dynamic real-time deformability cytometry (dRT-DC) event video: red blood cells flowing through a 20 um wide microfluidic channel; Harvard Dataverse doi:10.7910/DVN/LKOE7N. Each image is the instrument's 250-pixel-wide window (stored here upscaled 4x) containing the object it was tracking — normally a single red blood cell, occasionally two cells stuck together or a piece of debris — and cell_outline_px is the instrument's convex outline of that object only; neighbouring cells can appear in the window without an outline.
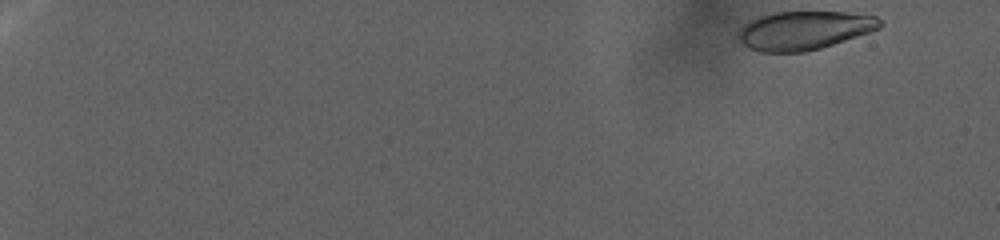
{"species": "human", "species_latin": "Homo sapiens", "temperature_condition": "warm", "stored_images_in_passage": 122, "camera_frame_rate_fps": 3000, "um_per_image_px": 0.085, "donor": {"sex": "female"}, "frame": {"image": 1, "passage_image": 1, "time_ms": 0.0, "image_size_px": [1000, 240], "cell_outline_px": [[880, 24], [876, 28], [868, 32], [820, 48], [804, 52], [764, 52], [752, 48], [744, 44], [740, 40], [740, 32], [744, 24], [760, 16], [772, 12], [848, 12], [876, 16], [880, 20]], "centroid_in_image_um": [68.35, 2.57], "position_along_channel_um": 16.7, "area_um2": 31.1}}
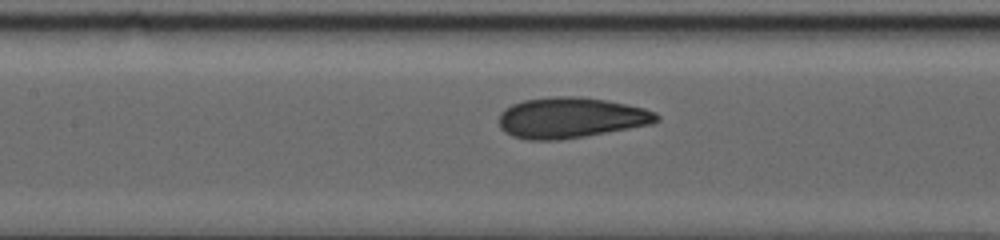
{"frame": {"image": 2, "passage_image": 64, "time_ms": 21.0, "image_size_px": [1000, 240], "cell_outline_px": [[660, 120], [652, 124], [584, 136], [556, 140], [528, 140], [512, 136], [504, 132], [500, 128], [500, 112], [504, 108], [512, 104], [524, 100], [552, 96], [580, 96], [604, 100], [644, 108], [656, 112], [660, 116]], "centroid_in_image_um": [48.5, 10.0], "position_along_channel_um": 158.9, "area_um2": 37.34}}
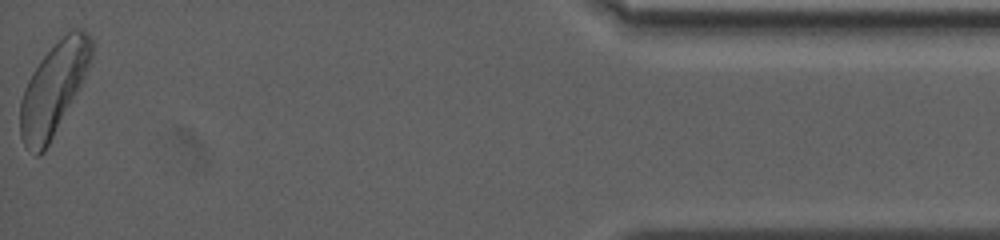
{"frame": {"image": 3, "passage_image": 122, "time_ms": 40.333, "image_size_px": [1000, 240], "cell_outline_px": [[92, 56], [80, 84], [44, 152], [36, 156], [24, 144], [20, 136], [20, 100], [24, 88], [32, 72], [40, 60], [72, 28], [84, 28], [92, 40]], "centroid_in_image_um": [4.52, 7.54], "position_along_channel_um": 430.7, "area_um2": 36.99}}